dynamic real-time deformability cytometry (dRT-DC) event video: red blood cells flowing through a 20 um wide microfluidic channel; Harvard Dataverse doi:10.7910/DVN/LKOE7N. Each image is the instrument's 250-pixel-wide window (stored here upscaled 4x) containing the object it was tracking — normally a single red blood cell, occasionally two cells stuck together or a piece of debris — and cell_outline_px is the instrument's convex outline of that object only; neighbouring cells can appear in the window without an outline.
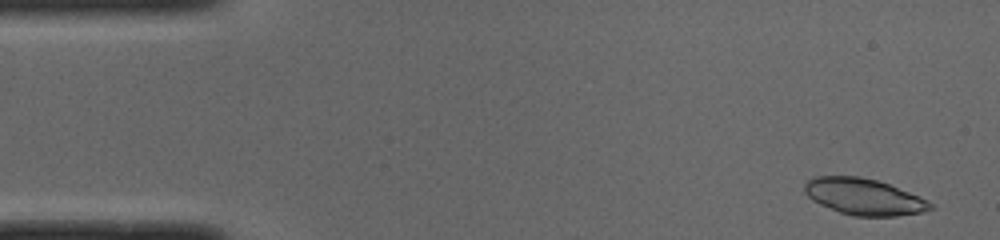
{"species": "common noctule bat (a hibernating species)", "species_latin": "Nyctalus noctula", "temperature_condition": "cold", "stored_images_in_passage": 50, "camera_frame_rate_fps": 3000, "um_per_image_px": 0.085, "animal": {"sex": "male", "body_mass_g": 19.0, "forearm_length_mm": 50.8}, "frame": {"image": 1, "passage_image": 2, "time_ms": 0.333, "image_size_px": [1000, 240], "cell_outline_px": [[936, 208], [924, 212], [896, 216], [852, 216], [840, 212], [820, 204], [812, 200], [804, 192], [804, 184], [808, 180], [816, 176], [860, 176], [876, 180], [888, 184], [928, 200]], "centroid_in_image_um": [73.43, 16.73], "position_along_channel_um": 11.6, "area_um2": 26.65}}
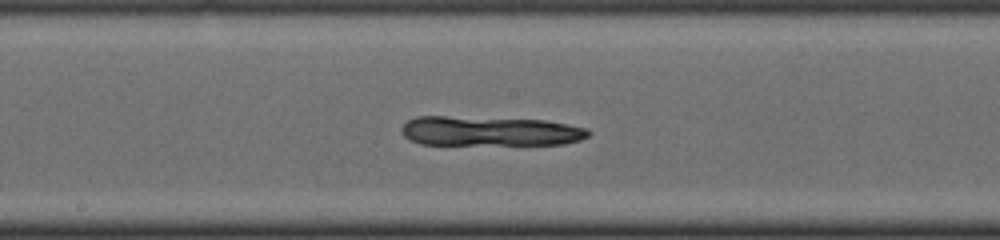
{"frame": {"image": 2, "passage_image": 25, "time_ms": 8.0, "image_size_px": [1000, 240], "cell_outline_px": [[592, 132], [588, 136], [580, 140], [564, 144], [420, 144], [408, 140], [400, 132], [400, 128], [408, 120], [416, 116], [444, 116], [544, 120], [588, 128]], "centroid_in_image_um": [41.6, 11.14], "position_along_channel_um": 206.6, "area_um2": 32.37}}
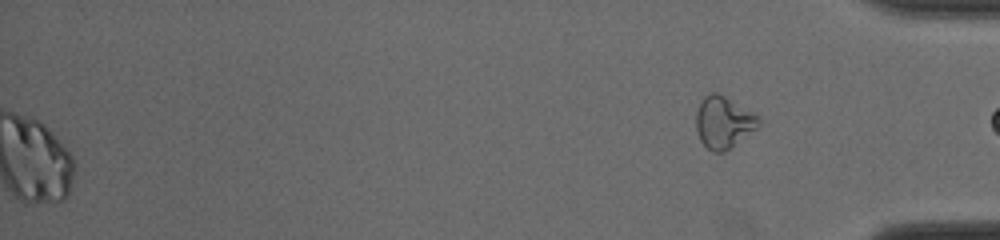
{"frame": {"image": 3, "passage_image": 50, "time_ms": 16.333, "image_size_px": [1000, 240], "cell_outline_px": [[760, 124], [756, 128], [724, 152], [712, 152], [700, 140], [696, 128], [696, 112], [704, 96], [712, 92], [720, 92], [760, 116]], "centroid_in_image_um": [61.5, 10.36], "position_along_channel_um": 373.7, "area_um2": 18.9}}